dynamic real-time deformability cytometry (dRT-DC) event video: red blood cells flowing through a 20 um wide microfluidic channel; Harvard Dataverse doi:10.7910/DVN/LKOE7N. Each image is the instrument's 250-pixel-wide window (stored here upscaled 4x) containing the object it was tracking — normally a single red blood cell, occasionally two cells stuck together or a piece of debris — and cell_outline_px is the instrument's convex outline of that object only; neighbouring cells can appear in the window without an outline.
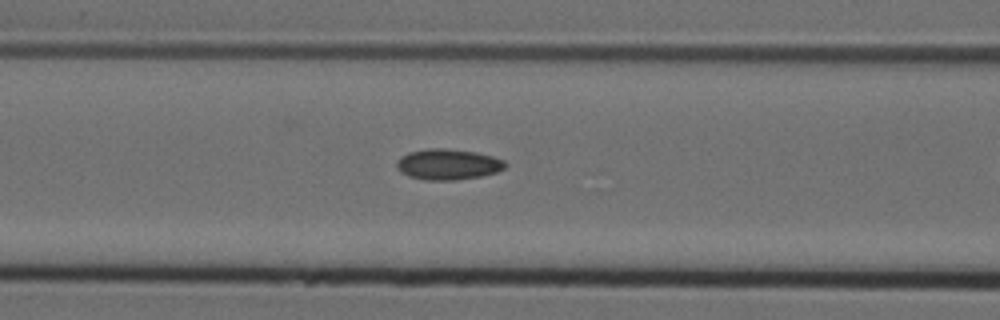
{"species": "Egyptian fruit bat (a non-hibernating species)", "species_latin": "Rousettus aegyptiacus", "temperature_condition": "cold", "stored_images_in_passage": 17, "camera_frame_rate_fps": 3000, "um_per_image_px": 0.085, "animal": {"sex": "female"}, "frame": {"image": 1, "passage_image": 12, "time_ms": 3.667, "image_size_px": [1000, 320], "cell_outline_px": [[508, 164], [504, 168], [496, 172], [480, 176], [456, 180], [424, 180], [408, 176], [400, 172], [396, 168], [396, 160], [400, 156], [408, 152], [424, 148], [448, 148], [476, 152], [492, 156], [504, 160]], "centroid_in_image_um": [38.03, 13.96], "position_along_channel_um": 128.6, "area_um2": 19.77}}
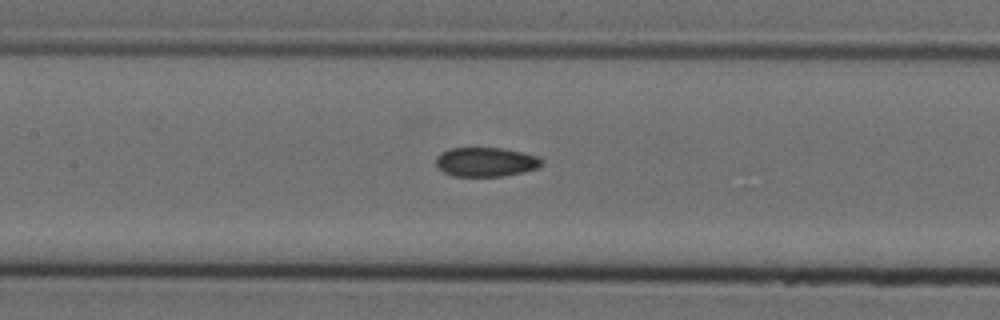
{"frame": {"image": 2, "passage_image": 15, "time_ms": 4.667, "image_size_px": [1000, 320], "cell_outline_px": [[544, 164], [536, 168], [524, 172], [500, 176], [452, 176], [444, 172], [436, 164], [436, 156], [440, 152], [448, 148], [504, 148], [536, 156], [544, 160]], "centroid_in_image_um": [41.28, 13.76], "position_along_channel_um": 166.1, "area_um2": 18.03}}